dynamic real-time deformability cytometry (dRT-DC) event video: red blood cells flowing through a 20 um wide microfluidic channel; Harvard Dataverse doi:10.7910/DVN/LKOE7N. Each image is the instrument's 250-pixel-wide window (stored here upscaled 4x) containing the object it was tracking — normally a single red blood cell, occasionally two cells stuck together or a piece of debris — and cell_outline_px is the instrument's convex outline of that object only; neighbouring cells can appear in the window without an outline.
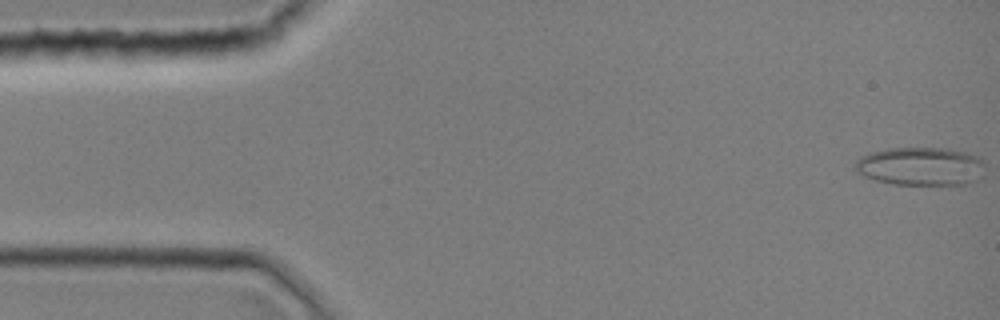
{"species": "common noctule bat (a hibernating species)", "species_latin": "Nyctalus noctula", "temperature_condition": "room temperature", "stored_images_in_passage": 41, "camera_frame_rate_fps": 3000, "um_per_image_px": 0.085, "animal": {"sex": "female", "body_mass_g": 19.0, "forearm_length_mm": 51.5}, "frame": {"image": 1, "passage_image": 1, "time_ms": 0.0, "image_size_px": [1000, 320], "cell_outline_px": [[984, 176], [968, 184], [896, 184], [876, 180], [864, 176], [856, 172], [856, 160], [860, 156], [872, 152], [888, 148], [940, 148], [964, 152], [980, 156], [984, 164]], "centroid_in_image_um": [78.29, 14.13], "position_along_channel_um": 6.7, "area_um2": 29.02}}
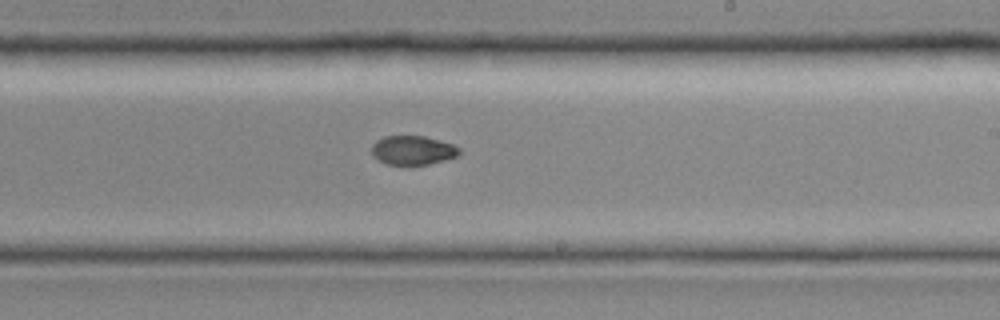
{"frame": {"image": 2, "passage_image": 24, "time_ms": 7.667, "image_size_px": [1000, 320], "cell_outline_px": [[460, 156], [428, 164], [388, 164], [372, 156], [372, 144], [376, 140], [384, 136], [424, 136], [452, 144], [460, 148]], "centroid_in_image_um": [35.09, 12.76], "position_along_channel_um": 253.9, "area_um2": 14.74}}
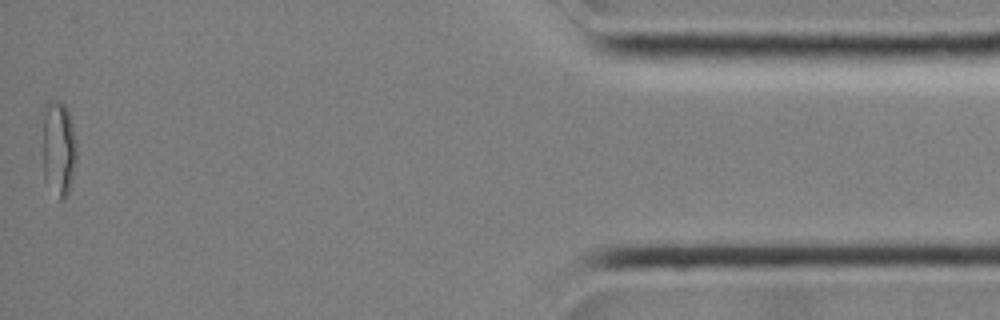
{"frame": {"image": 3, "passage_image": 41, "time_ms": 13.333, "image_size_px": [1000, 320], "cell_outline_px": [[76, 164], [72, 180], [68, 192], [64, 200], [60, 200], [44, 180], [40, 112], [44, 104], [48, 100], [60, 100], [64, 104], [68, 112], [72, 124], [76, 140]], "centroid_in_image_um": [4.92, 12.52], "position_along_channel_um": 430.3, "area_um2": 19.94}}